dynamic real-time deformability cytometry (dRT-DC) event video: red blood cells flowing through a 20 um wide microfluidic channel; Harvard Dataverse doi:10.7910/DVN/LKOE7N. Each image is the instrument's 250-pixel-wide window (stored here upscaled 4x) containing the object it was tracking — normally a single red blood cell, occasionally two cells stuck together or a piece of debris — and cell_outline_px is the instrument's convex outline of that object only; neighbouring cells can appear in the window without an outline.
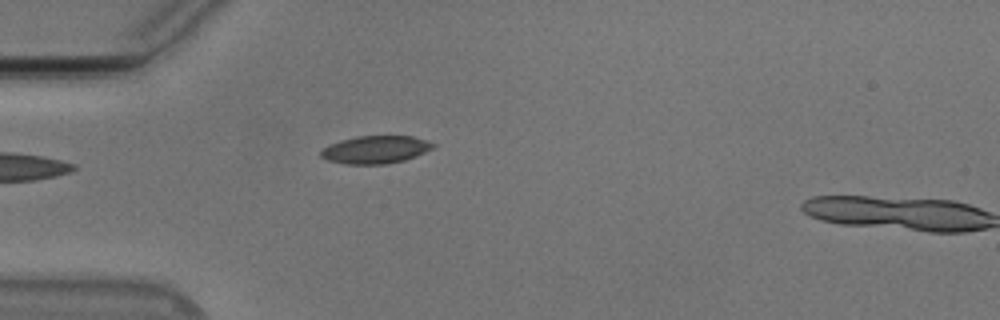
{"species": "Egyptian fruit bat (a non-hibernating species)", "species_latin": "Rousettus aegyptiacus", "temperature_condition": "cold", "stored_images_in_passage": 5, "camera_frame_rate_fps": 3000, "um_per_image_px": 0.085, "animal": {"sex": "male"}, "frame": {"image": 1, "passage_image": 1, "time_ms": 0.0, "image_size_px": [1000, 320], "cell_outline_px": [[436, 144], [432, 148], [416, 156], [404, 160], [388, 164], [344, 164], [328, 160], [320, 156], [320, 152], [324, 148], [340, 140], [356, 136], [412, 136]], "centroid_in_image_um": [31.91, 12.72], "position_along_channel_um": 53.1, "area_um2": 17.98}}
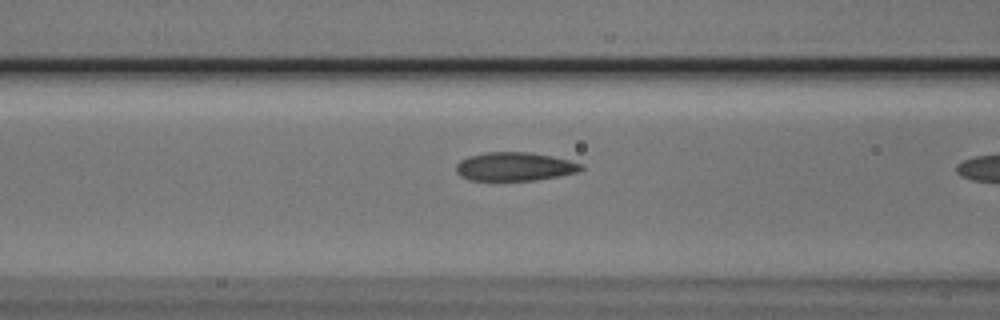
{"frame": {"image": 2, "passage_image": 4, "time_ms": 1.0, "image_size_px": [1000, 320], "cell_outline_px": [[584, 168], [580, 172], [560, 176], [536, 180], [468, 180], [460, 176], [456, 172], [456, 164], [460, 160], [468, 156], [488, 152], [528, 152], [552, 156], [584, 164]], "centroid_in_image_um": [43.77, 14.16], "position_along_channel_um": 122.8, "area_um2": 20.98}}